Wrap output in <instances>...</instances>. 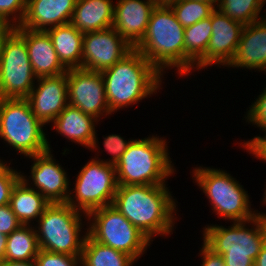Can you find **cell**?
I'll return each mask as SVG.
<instances>
[{
  "mask_svg": "<svg viewBox=\"0 0 266 266\" xmlns=\"http://www.w3.org/2000/svg\"><path fill=\"white\" fill-rule=\"evenodd\" d=\"M167 186L118 185L112 204L152 243L157 236L172 235L176 222L181 219L177 216V198Z\"/></svg>",
  "mask_w": 266,
  "mask_h": 266,
  "instance_id": "1",
  "label": "cell"
},
{
  "mask_svg": "<svg viewBox=\"0 0 266 266\" xmlns=\"http://www.w3.org/2000/svg\"><path fill=\"white\" fill-rule=\"evenodd\" d=\"M101 74L106 100L113 115L146 98H152L166 84L163 81L165 77L134 48Z\"/></svg>",
  "mask_w": 266,
  "mask_h": 266,
  "instance_id": "2",
  "label": "cell"
},
{
  "mask_svg": "<svg viewBox=\"0 0 266 266\" xmlns=\"http://www.w3.org/2000/svg\"><path fill=\"white\" fill-rule=\"evenodd\" d=\"M185 28L170 6L156 5L142 40L134 47L164 77L168 70L185 77Z\"/></svg>",
  "mask_w": 266,
  "mask_h": 266,
  "instance_id": "3",
  "label": "cell"
},
{
  "mask_svg": "<svg viewBox=\"0 0 266 266\" xmlns=\"http://www.w3.org/2000/svg\"><path fill=\"white\" fill-rule=\"evenodd\" d=\"M135 138L115 166L118 185H159L177 174L166 136ZM170 177V178H169Z\"/></svg>",
  "mask_w": 266,
  "mask_h": 266,
  "instance_id": "4",
  "label": "cell"
},
{
  "mask_svg": "<svg viewBox=\"0 0 266 266\" xmlns=\"http://www.w3.org/2000/svg\"><path fill=\"white\" fill-rule=\"evenodd\" d=\"M230 223V226L206 224L200 231L203 243L222 255L225 266H254L266 242V219L255 217Z\"/></svg>",
  "mask_w": 266,
  "mask_h": 266,
  "instance_id": "5",
  "label": "cell"
},
{
  "mask_svg": "<svg viewBox=\"0 0 266 266\" xmlns=\"http://www.w3.org/2000/svg\"><path fill=\"white\" fill-rule=\"evenodd\" d=\"M192 168V182L205 194L217 218L233 222L256 217L250 194L227 170L202 165Z\"/></svg>",
  "mask_w": 266,
  "mask_h": 266,
  "instance_id": "6",
  "label": "cell"
},
{
  "mask_svg": "<svg viewBox=\"0 0 266 266\" xmlns=\"http://www.w3.org/2000/svg\"><path fill=\"white\" fill-rule=\"evenodd\" d=\"M86 221H88L87 215L74 209L67 202L50 203L33 225L40 249L81 257L84 241L88 235Z\"/></svg>",
  "mask_w": 266,
  "mask_h": 266,
  "instance_id": "7",
  "label": "cell"
},
{
  "mask_svg": "<svg viewBox=\"0 0 266 266\" xmlns=\"http://www.w3.org/2000/svg\"><path fill=\"white\" fill-rule=\"evenodd\" d=\"M47 130L26 99L0 98V138L17 155L28 158L52 150Z\"/></svg>",
  "mask_w": 266,
  "mask_h": 266,
  "instance_id": "8",
  "label": "cell"
},
{
  "mask_svg": "<svg viewBox=\"0 0 266 266\" xmlns=\"http://www.w3.org/2000/svg\"><path fill=\"white\" fill-rule=\"evenodd\" d=\"M88 234L97 242L126 253L136 262L147 253L152 242L113 205L91 211Z\"/></svg>",
  "mask_w": 266,
  "mask_h": 266,
  "instance_id": "9",
  "label": "cell"
},
{
  "mask_svg": "<svg viewBox=\"0 0 266 266\" xmlns=\"http://www.w3.org/2000/svg\"><path fill=\"white\" fill-rule=\"evenodd\" d=\"M75 177L67 200L74 209L88 215L113 204L118 186L114 165L90 158Z\"/></svg>",
  "mask_w": 266,
  "mask_h": 266,
  "instance_id": "10",
  "label": "cell"
},
{
  "mask_svg": "<svg viewBox=\"0 0 266 266\" xmlns=\"http://www.w3.org/2000/svg\"><path fill=\"white\" fill-rule=\"evenodd\" d=\"M36 80L26 42L10 28L0 42V98L25 99Z\"/></svg>",
  "mask_w": 266,
  "mask_h": 266,
  "instance_id": "11",
  "label": "cell"
},
{
  "mask_svg": "<svg viewBox=\"0 0 266 266\" xmlns=\"http://www.w3.org/2000/svg\"><path fill=\"white\" fill-rule=\"evenodd\" d=\"M52 152L53 149L26 158V161L31 159L32 162L29 166L30 175L22 171L21 180L41 193L50 203H65L70 194L71 180L67 170Z\"/></svg>",
  "mask_w": 266,
  "mask_h": 266,
  "instance_id": "12",
  "label": "cell"
},
{
  "mask_svg": "<svg viewBox=\"0 0 266 266\" xmlns=\"http://www.w3.org/2000/svg\"><path fill=\"white\" fill-rule=\"evenodd\" d=\"M68 103L99 122L112 113L106 100L105 85L101 72L83 68L67 71Z\"/></svg>",
  "mask_w": 266,
  "mask_h": 266,
  "instance_id": "13",
  "label": "cell"
},
{
  "mask_svg": "<svg viewBox=\"0 0 266 266\" xmlns=\"http://www.w3.org/2000/svg\"><path fill=\"white\" fill-rule=\"evenodd\" d=\"M212 35L205 56L195 65L199 74L212 66L225 68L233 59L244 25L230 19L217 8L210 15ZM209 66V68H207ZM222 66V67H221ZM202 69V70H201Z\"/></svg>",
  "mask_w": 266,
  "mask_h": 266,
  "instance_id": "14",
  "label": "cell"
},
{
  "mask_svg": "<svg viewBox=\"0 0 266 266\" xmlns=\"http://www.w3.org/2000/svg\"><path fill=\"white\" fill-rule=\"evenodd\" d=\"M132 49L113 27L85 33L82 68L102 72L120 61Z\"/></svg>",
  "mask_w": 266,
  "mask_h": 266,
  "instance_id": "15",
  "label": "cell"
},
{
  "mask_svg": "<svg viewBox=\"0 0 266 266\" xmlns=\"http://www.w3.org/2000/svg\"><path fill=\"white\" fill-rule=\"evenodd\" d=\"M25 99L34 116L45 126L49 125L69 104L67 73L37 78Z\"/></svg>",
  "mask_w": 266,
  "mask_h": 266,
  "instance_id": "16",
  "label": "cell"
},
{
  "mask_svg": "<svg viewBox=\"0 0 266 266\" xmlns=\"http://www.w3.org/2000/svg\"><path fill=\"white\" fill-rule=\"evenodd\" d=\"M152 0H117L112 27L134 48L143 38L155 8Z\"/></svg>",
  "mask_w": 266,
  "mask_h": 266,
  "instance_id": "17",
  "label": "cell"
},
{
  "mask_svg": "<svg viewBox=\"0 0 266 266\" xmlns=\"http://www.w3.org/2000/svg\"><path fill=\"white\" fill-rule=\"evenodd\" d=\"M226 68L266 75V17L244 25L235 55Z\"/></svg>",
  "mask_w": 266,
  "mask_h": 266,
  "instance_id": "18",
  "label": "cell"
},
{
  "mask_svg": "<svg viewBox=\"0 0 266 266\" xmlns=\"http://www.w3.org/2000/svg\"><path fill=\"white\" fill-rule=\"evenodd\" d=\"M13 29L26 42L32 70L37 78L67 73L68 70L60 62L46 31H34L22 28L20 25L13 27Z\"/></svg>",
  "mask_w": 266,
  "mask_h": 266,
  "instance_id": "19",
  "label": "cell"
},
{
  "mask_svg": "<svg viewBox=\"0 0 266 266\" xmlns=\"http://www.w3.org/2000/svg\"><path fill=\"white\" fill-rule=\"evenodd\" d=\"M77 0H27L22 28L46 31L71 22Z\"/></svg>",
  "mask_w": 266,
  "mask_h": 266,
  "instance_id": "20",
  "label": "cell"
},
{
  "mask_svg": "<svg viewBox=\"0 0 266 266\" xmlns=\"http://www.w3.org/2000/svg\"><path fill=\"white\" fill-rule=\"evenodd\" d=\"M100 122L80 109L67 105L66 108L49 124L51 130L64 137L67 142H74L88 150L95 138L96 127Z\"/></svg>",
  "mask_w": 266,
  "mask_h": 266,
  "instance_id": "21",
  "label": "cell"
},
{
  "mask_svg": "<svg viewBox=\"0 0 266 266\" xmlns=\"http://www.w3.org/2000/svg\"><path fill=\"white\" fill-rule=\"evenodd\" d=\"M113 0H77L71 24L83 34L112 27Z\"/></svg>",
  "mask_w": 266,
  "mask_h": 266,
  "instance_id": "22",
  "label": "cell"
},
{
  "mask_svg": "<svg viewBox=\"0 0 266 266\" xmlns=\"http://www.w3.org/2000/svg\"><path fill=\"white\" fill-rule=\"evenodd\" d=\"M62 65L67 69L82 68L84 34L71 23L46 30Z\"/></svg>",
  "mask_w": 266,
  "mask_h": 266,
  "instance_id": "23",
  "label": "cell"
},
{
  "mask_svg": "<svg viewBox=\"0 0 266 266\" xmlns=\"http://www.w3.org/2000/svg\"><path fill=\"white\" fill-rule=\"evenodd\" d=\"M50 202L21 179L13 187L9 205L22 225H34Z\"/></svg>",
  "mask_w": 266,
  "mask_h": 266,
  "instance_id": "24",
  "label": "cell"
},
{
  "mask_svg": "<svg viewBox=\"0 0 266 266\" xmlns=\"http://www.w3.org/2000/svg\"><path fill=\"white\" fill-rule=\"evenodd\" d=\"M211 35L210 17L185 27V77L187 79L195 72V65L205 56Z\"/></svg>",
  "mask_w": 266,
  "mask_h": 266,
  "instance_id": "25",
  "label": "cell"
},
{
  "mask_svg": "<svg viewBox=\"0 0 266 266\" xmlns=\"http://www.w3.org/2000/svg\"><path fill=\"white\" fill-rule=\"evenodd\" d=\"M136 263L126 253L95 241L89 234L86 236L81 255V266H135Z\"/></svg>",
  "mask_w": 266,
  "mask_h": 266,
  "instance_id": "26",
  "label": "cell"
},
{
  "mask_svg": "<svg viewBox=\"0 0 266 266\" xmlns=\"http://www.w3.org/2000/svg\"><path fill=\"white\" fill-rule=\"evenodd\" d=\"M40 247L33 225H21L7 237L5 261H32Z\"/></svg>",
  "mask_w": 266,
  "mask_h": 266,
  "instance_id": "27",
  "label": "cell"
},
{
  "mask_svg": "<svg viewBox=\"0 0 266 266\" xmlns=\"http://www.w3.org/2000/svg\"><path fill=\"white\" fill-rule=\"evenodd\" d=\"M264 5L266 0H220L217 9L230 19L248 25L266 17Z\"/></svg>",
  "mask_w": 266,
  "mask_h": 266,
  "instance_id": "28",
  "label": "cell"
},
{
  "mask_svg": "<svg viewBox=\"0 0 266 266\" xmlns=\"http://www.w3.org/2000/svg\"><path fill=\"white\" fill-rule=\"evenodd\" d=\"M176 19L185 28L210 17L215 8L205 2L193 0H176L169 5Z\"/></svg>",
  "mask_w": 266,
  "mask_h": 266,
  "instance_id": "29",
  "label": "cell"
},
{
  "mask_svg": "<svg viewBox=\"0 0 266 266\" xmlns=\"http://www.w3.org/2000/svg\"><path fill=\"white\" fill-rule=\"evenodd\" d=\"M103 135V147L104 149L102 151H106L107 154L110 156L109 158H104L102 159L100 156V154H102V151L100 152V144L98 141V134H97V130L95 133V138L93 140L92 146L90 147V151H92V153L95 151L97 153V155L95 157H92L96 160L105 162L107 164L110 165H114L116 166L117 163L120 161L121 156L125 153V151L128 149L129 144L132 142L133 138H129L128 140L124 137L121 136V134L119 135L117 134H110L108 136ZM99 145V146H98ZM100 153V154H99Z\"/></svg>",
  "mask_w": 266,
  "mask_h": 266,
  "instance_id": "30",
  "label": "cell"
},
{
  "mask_svg": "<svg viewBox=\"0 0 266 266\" xmlns=\"http://www.w3.org/2000/svg\"><path fill=\"white\" fill-rule=\"evenodd\" d=\"M3 158L0 157V206L9 204L12 189L21 179V169L11 166L13 158L9 162Z\"/></svg>",
  "mask_w": 266,
  "mask_h": 266,
  "instance_id": "31",
  "label": "cell"
},
{
  "mask_svg": "<svg viewBox=\"0 0 266 266\" xmlns=\"http://www.w3.org/2000/svg\"><path fill=\"white\" fill-rule=\"evenodd\" d=\"M27 0H0V19L10 28L19 26L25 17Z\"/></svg>",
  "mask_w": 266,
  "mask_h": 266,
  "instance_id": "32",
  "label": "cell"
},
{
  "mask_svg": "<svg viewBox=\"0 0 266 266\" xmlns=\"http://www.w3.org/2000/svg\"><path fill=\"white\" fill-rule=\"evenodd\" d=\"M262 90L257 98H254V102L248 106L249 108L246 109L247 111L242 120L264 132L266 130V86Z\"/></svg>",
  "mask_w": 266,
  "mask_h": 266,
  "instance_id": "33",
  "label": "cell"
},
{
  "mask_svg": "<svg viewBox=\"0 0 266 266\" xmlns=\"http://www.w3.org/2000/svg\"><path fill=\"white\" fill-rule=\"evenodd\" d=\"M37 266H81V257L39 250Z\"/></svg>",
  "mask_w": 266,
  "mask_h": 266,
  "instance_id": "34",
  "label": "cell"
},
{
  "mask_svg": "<svg viewBox=\"0 0 266 266\" xmlns=\"http://www.w3.org/2000/svg\"><path fill=\"white\" fill-rule=\"evenodd\" d=\"M22 224L13 213L9 204L0 206V232L5 235H10L14 230H17Z\"/></svg>",
  "mask_w": 266,
  "mask_h": 266,
  "instance_id": "35",
  "label": "cell"
},
{
  "mask_svg": "<svg viewBox=\"0 0 266 266\" xmlns=\"http://www.w3.org/2000/svg\"><path fill=\"white\" fill-rule=\"evenodd\" d=\"M198 257L202 260L200 266H225L222 255L214 253L203 242L201 244Z\"/></svg>",
  "mask_w": 266,
  "mask_h": 266,
  "instance_id": "36",
  "label": "cell"
},
{
  "mask_svg": "<svg viewBox=\"0 0 266 266\" xmlns=\"http://www.w3.org/2000/svg\"><path fill=\"white\" fill-rule=\"evenodd\" d=\"M265 133L263 136L256 135L252 139L247 140H240L241 142L238 143L240 148H243V150H246L249 146H266V130L263 132Z\"/></svg>",
  "mask_w": 266,
  "mask_h": 266,
  "instance_id": "37",
  "label": "cell"
},
{
  "mask_svg": "<svg viewBox=\"0 0 266 266\" xmlns=\"http://www.w3.org/2000/svg\"><path fill=\"white\" fill-rule=\"evenodd\" d=\"M246 152L258 161L266 163V146H249Z\"/></svg>",
  "mask_w": 266,
  "mask_h": 266,
  "instance_id": "38",
  "label": "cell"
},
{
  "mask_svg": "<svg viewBox=\"0 0 266 266\" xmlns=\"http://www.w3.org/2000/svg\"><path fill=\"white\" fill-rule=\"evenodd\" d=\"M0 266H37L36 261H3Z\"/></svg>",
  "mask_w": 266,
  "mask_h": 266,
  "instance_id": "39",
  "label": "cell"
},
{
  "mask_svg": "<svg viewBox=\"0 0 266 266\" xmlns=\"http://www.w3.org/2000/svg\"><path fill=\"white\" fill-rule=\"evenodd\" d=\"M254 266H266V242L261 247L260 253L254 262Z\"/></svg>",
  "mask_w": 266,
  "mask_h": 266,
  "instance_id": "40",
  "label": "cell"
},
{
  "mask_svg": "<svg viewBox=\"0 0 266 266\" xmlns=\"http://www.w3.org/2000/svg\"><path fill=\"white\" fill-rule=\"evenodd\" d=\"M7 237V235L0 232V263L4 261L6 255Z\"/></svg>",
  "mask_w": 266,
  "mask_h": 266,
  "instance_id": "41",
  "label": "cell"
},
{
  "mask_svg": "<svg viewBox=\"0 0 266 266\" xmlns=\"http://www.w3.org/2000/svg\"><path fill=\"white\" fill-rule=\"evenodd\" d=\"M264 186H265V189H264V193L262 194L263 195L262 199H260V204L262 203L263 206H266V185ZM254 210H255L256 217H262L266 219V210H264L265 212L259 211L257 208Z\"/></svg>",
  "mask_w": 266,
  "mask_h": 266,
  "instance_id": "42",
  "label": "cell"
},
{
  "mask_svg": "<svg viewBox=\"0 0 266 266\" xmlns=\"http://www.w3.org/2000/svg\"><path fill=\"white\" fill-rule=\"evenodd\" d=\"M10 27L0 19V42L2 37L9 31Z\"/></svg>",
  "mask_w": 266,
  "mask_h": 266,
  "instance_id": "43",
  "label": "cell"
},
{
  "mask_svg": "<svg viewBox=\"0 0 266 266\" xmlns=\"http://www.w3.org/2000/svg\"><path fill=\"white\" fill-rule=\"evenodd\" d=\"M155 5L169 6L174 3L176 0H152Z\"/></svg>",
  "mask_w": 266,
  "mask_h": 266,
  "instance_id": "44",
  "label": "cell"
},
{
  "mask_svg": "<svg viewBox=\"0 0 266 266\" xmlns=\"http://www.w3.org/2000/svg\"><path fill=\"white\" fill-rule=\"evenodd\" d=\"M193 1H201V2L208 3L216 9L220 0H193Z\"/></svg>",
  "mask_w": 266,
  "mask_h": 266,
  "instance_id": "45",
  "label": "cell"
}]
</instances>
